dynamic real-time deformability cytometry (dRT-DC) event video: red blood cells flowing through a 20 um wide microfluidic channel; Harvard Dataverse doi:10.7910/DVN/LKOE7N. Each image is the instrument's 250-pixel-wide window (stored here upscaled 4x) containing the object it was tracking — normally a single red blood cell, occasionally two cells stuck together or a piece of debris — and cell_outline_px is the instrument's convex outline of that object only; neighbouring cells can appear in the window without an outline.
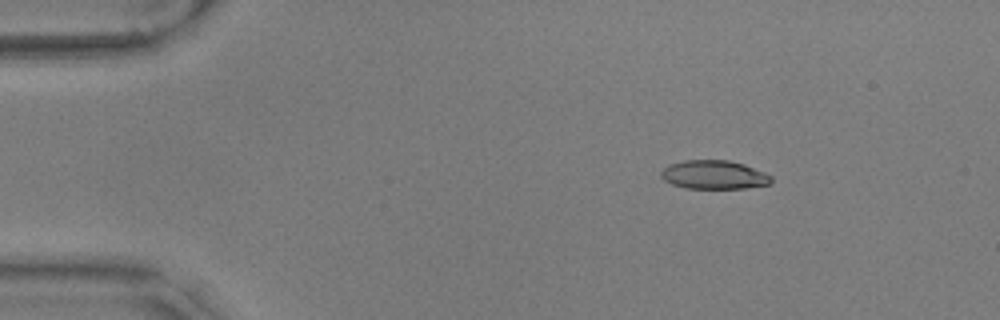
{"species": "common noctule bat (a hibernating species)", "species_latin": "Nyctalus noctula", "temperature_condition": "warm", "stored_images_in_passage": 32, "camera_frame_rate_fps": 3000, "um_per_image_px": 0.085, "animal": {"sex": "male", "body_mass_g": 17.9, "forearm_length_mm": 54.2}, "frame": {"image": 1, "passage_image": 9, "time_ms": 2.667, "image_size_px": [1000, 320], "cell_outline_px": [[772, 180], [768, 184], [744, 188], [684, 188], [672, 184], [664, 180], [660, 176], [660, 172], [668, 164], [684, 160], [728, 160], [744, 164], [764, 172], [772, 176]], "centroid_in_image_um": [60.66, 14.85], "position_along_channel_um": 24.3, "area_um2": 18.44}}
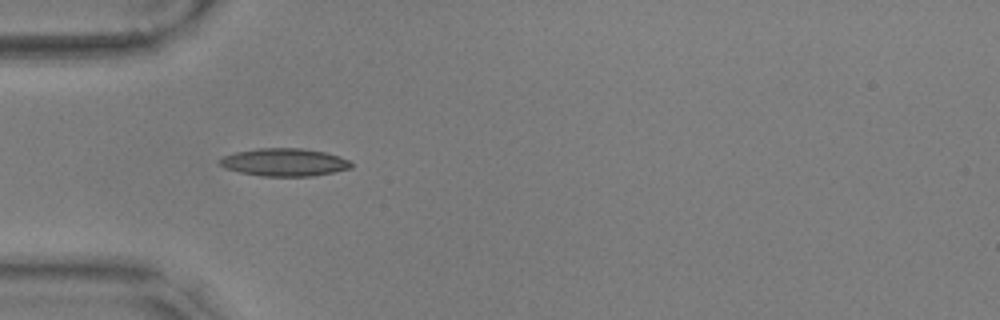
{"frame": {"image": 2, "passage_image": 18, "time_ms": 5.667, "image_size_px": [1000, 320], "cell_outline_px": [[352, 168], [312, 176], [260, 176], [240, 172], [224, 168], [216, 160], [224, 156], [236, 152], [256, 148], [300, 148], [324, 152], [340, 156], [348, 160], [352, 164]], "centroid_in_image_um": [24.14, 13.79], "position_along_channel_um": 60.9, "area_um2": 21.27}}
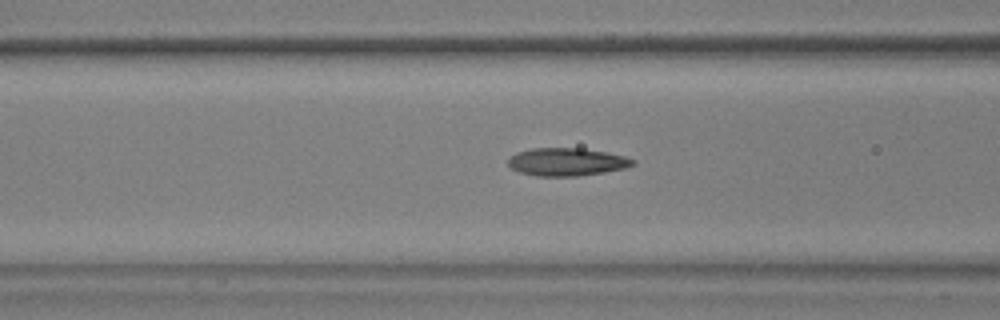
{"frame": {"image": 3, "passage_image": 23, "time_ms": 7.333, "image_size_px": [1000, 320], "cell_outline_px": [[636, 164], [624, 168], [604, 172], [576, 176], [536, 176], [520, 172], [512, 168], [508, 164], [508, 156], [516, 152], [532, 148], [580, 148], [608, 152], [624, 156], [636, 160]], "centroid_in_image_um": [48.17, 13.75], "position_along_channel_um": 118.4, "area_um2": 20.35}}